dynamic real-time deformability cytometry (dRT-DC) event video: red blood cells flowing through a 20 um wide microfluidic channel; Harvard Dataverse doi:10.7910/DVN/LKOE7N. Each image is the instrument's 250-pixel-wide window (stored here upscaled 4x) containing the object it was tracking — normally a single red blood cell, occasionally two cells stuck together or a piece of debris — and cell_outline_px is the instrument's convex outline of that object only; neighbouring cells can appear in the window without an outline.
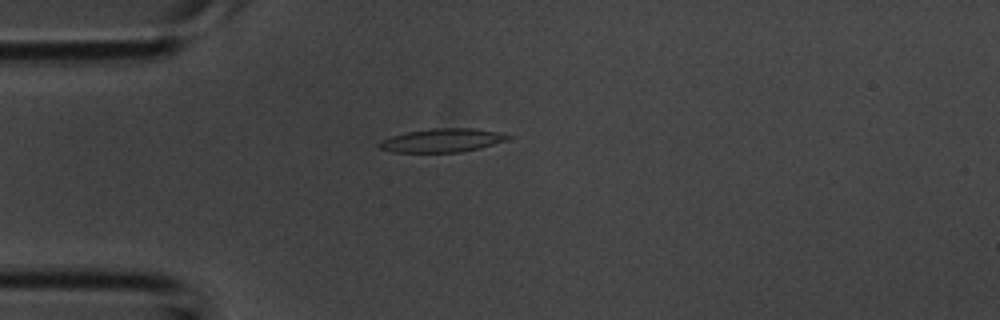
{"species": "common noctule bat (a hibernating species)", "species_latin": "Nyctalus noctula", "temperature_condition": "room temperature", "stored_images_in_passage": 38, "camera_frame_rate_fps": 3000, "um_per_image_px": 0.085, "animal": {"sex": "male", "body_mass_g": 20.1, "forearm_length_mm": 53.5}, "frame": {"image": 1, "passage_image": 7, "time_ms": 2.0, "image_size_px": [1000, 320], "cell_outline_px": [[512, 136], [508, 140], [480, 148], [460, 152], [396, 152], [376, 148], [376, 144], [380, 140], [392, 136], [408, 132], [432, 128], [472, 128], [496, 132]], "centroid_in_image_um": [37.54, 11.93], "position_along_channel_um": 47.5, "area_um2": 17.63}}
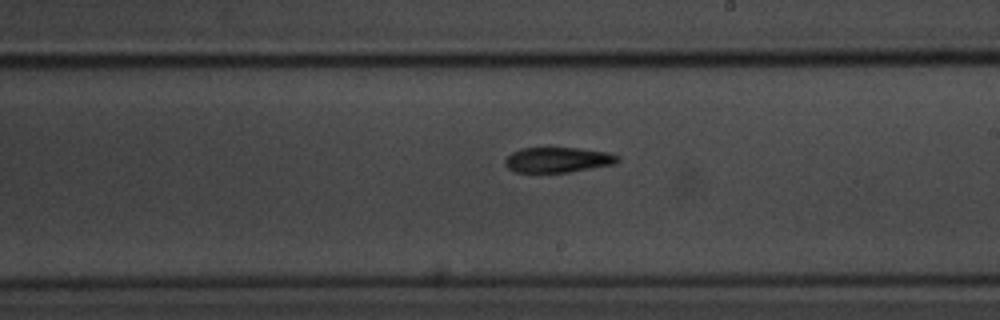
{"frame": {"image": 2, "passage_image": 20, "time_ms": 6.333, "image_size_px": [1000, 320], "cell_outline_px": [[620, 160], [616, 164], [568, 172], [516, 172], [508, 168], [504, 164], [504, 160], [512, 152], [524, 148], [576, 148], [608, 152], [620, 156]], "centroid_in_image_um": [47.44, 13.59], "position_along_channel_um": 241.6, "area_um2": 16.53}}
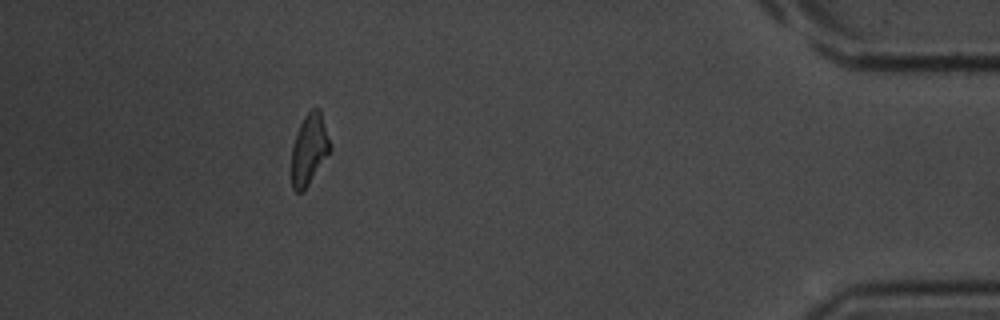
{"frame": {"image": 3, "passage_image": 34, "time_ms": 11.0, "image_size_px": [1000, 320], "cell_outline_px": [[332, 148], [308, 184], [300, 192], [296, 192], [292, 188], [292, 144], [296, 132], [304, 116], [312, 108], [320, 108]], "centroid_in_image_um": [26.28, 12.64], "position_along_channel_um": 408.9, "area_um2": 15.72}}